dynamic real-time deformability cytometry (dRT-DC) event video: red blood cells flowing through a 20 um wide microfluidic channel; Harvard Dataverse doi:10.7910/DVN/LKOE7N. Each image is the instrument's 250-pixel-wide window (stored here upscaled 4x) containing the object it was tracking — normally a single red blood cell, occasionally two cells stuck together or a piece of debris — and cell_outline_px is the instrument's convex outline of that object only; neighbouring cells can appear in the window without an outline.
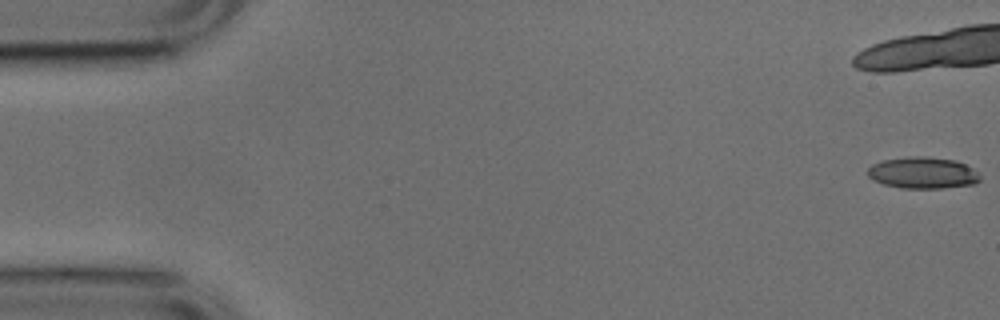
{"species": "common noctule bat (a hibernating species)", "species_latin": "Nyctalus noctula", "temperature_condition": "cold", "stored_images_in_passage": 22, "camera_frame_rate_fps": 3000, "um_per_image_px": 0.085, "animal": {"sex": "male", "body_mass_g": 17.9, "forearm_length_mm": 54.2}, "frame": {"image": 1, "passage_image": 1, "time_ms": 0.0, "image_size_px": [1000, 320], "cell_outline_px": [[980, 180], [976, 184], [944, 188], [900, 188], [884, 184], [872, 180], [868, 176], [868, 168], [872, 164], [884, 160], [908, 156], [928, 156], [956, 160], [972, 168], [980, 176]], "centroid_in_image_um": [78.44, 14.69], "position_along_channel_um": 6.6, "area_um2": 20.81}}